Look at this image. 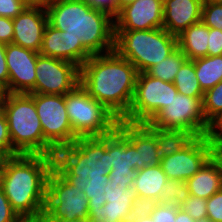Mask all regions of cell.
Listing matches in <instances>:
<instances>
[{"mask_svg":"<svg viewBox=\"0 0 222 222\" xmlns=\"http://www.w3.org/2000/svg\"><path fill=\"white\" fill-rule=\"evenodd\" d=\"M53 168L85 193L89 210H99L107 202L104 187L109 181V134L77 138L72 144L57 149Z\"/></svg>","mask_w":222,"mask_h":222,"instance_id":"obj_1","label":"cell"},{"mask_svg":"<svg viewBox=\"0 0 222 222\" xmlns=\"http://www.w3.org/2000/svg\"><path fill=\"white\" fill-rule=\"evenodd\" d=\"M138 71L115 51L92 55L80 67L79 84L119 120L131 106Z\"/></svg>","mask_w":222,"mask_h":222,"instance_id":"obj_2","label":"cell"},{"mask_svg":"<svg viewBox=\"0 0 222 222\" xmlns=\"http://www.w3.org/2000/svg\"><path fill=\"white\" fill-rule=\"evenodd\" d=\"M54 157L18 154L4 160L2 189L21 219L41 222Z\"/></svg>","mask_w":222,"mask_h":222,"instance_id":"obj_3","label":"cell"},{"mask_svg":"<svg viewBox=\"0 0 222 222\" xmlns=\"http://www.w3.org/2000/svg\"><path fill=\"white\" fill-rule=\"evenodd\" d=\"M46 11L51 26L80 40L91 55L114 51V17L110 14L92 8L85 0H51Z\"/></svg>","mask_w":222,"mask_h":222,"instance_id":"obj_4","label":"cell"},{"mask_svg":"<svg viewBox=\"0 0 222 222\" xmlns=\"http://www.w3.org/2000/svg\"><path fill=\"white\" fill-rule=\"evenodd\" d=\"M13 156L48 155L56 150L44 139L33 97L26 93H6L3 101Z\"/></svg>","mask_w":222,"mask_h":222,"instance_id":"obj_5","label":"cell"},{"mask_svg":"<svg viewBox=\"0 0 222 222\" xmlns=\"http://www.w3.org/2000/svg\"><path fill=\"white\" fill-rule=\"evenodd\" d=\"M177 48V36L164 28L115 31L114 51L129 60L138 73L147 72Z\"/></svg>","mask_w":222,"mask_h":222,"instance_id":"obj_6","label":"cell"},{"mask_svg":"<svg viewBox=\"0 0 222 222\" xmlns=\"http://www.w3.org/2000/svg\"><path fill=\"white\" fill-rule=\"evenodd\" d=\"M65 104L73 134L77 138L102 137L118 126L119 119L89 96L80 84L65 94Z\"/></svg>","mask_w":222,"mask_h":222,"instance_id":"obj_7","label":"cell"},{"mask_svg":"<svg viewBox=\"0 0 222 222\" xmlns=\"http://www.w3.org/2000/svg\"><path fill=\"white\" fill-rule=\"evenodd\" d=\"M202 100L177 93L147 124L156 129L186 131L194 137L209 135L212 126L204 116Z\"/></svg>","mask_w":222,"mask_h":222,"instance_id":"obj_8","label":"cell"},{"mask_svg":"<svg viewBox=\"0 0 222 222\" xmlns=\"http://www.w3.org/2000/svg\"><path fill=\"white\" fill-rule=\"evenodd\" d=\"M177 93L174 83L154 78L147 72L138 73L131 106L121 120L147 124Z\"/></svg>","mask_w":222,"mask_h":222,"instance_id":"obj_9","label":"cell"},{"mask_svg":"<svg viewBox=\"0 0 222 222\" xmlns=\"http://www.w3.org/2000/svg\"><path fill=\"white\" fill-rule=\"evenodd\" d=\"M29 94L35 103L44 139L55 150L72 144L77 137L68 118L65 95Z\"/></svg>","mask_w":222,"mask_h":222,"instance_id":"obj_10","label":"cell"},{"mask_svg":"<svg viewBox=\"0 0 222 222\" xmlns=\"http://www.w3.org/2000/svg\"><path fill=\"white\" fill-rule=\"evenodd\" d=\"M89 214L84 192L69 184L54 168L47 178L46 206L42 218L75 220Z\"/></svg>","mask_w":222,"mask_h":222,"instance_id":"obj_11","label":"cell"},{"mask_svg":"<svg viewBox=\"0 0 222 222\" xmlns=\"http://www.w3.org/2000/svg\"><path fill=\"white\" fill-rule=\"evenodd\" d=\"M218 151L209 135L195 137L180 152L161 158L169 180L187 181Z\"/></svg>","mask_w":222,"mask_h":222,"instance_id":"obj_12","label":"cell"},{"mask_svg":"<svg viewBox=\"0 0 222 222\" xmlns=\"http://www.w3.org/2000/svg\"><path fill=\"white\" fill-rule=\"evenodd\" d=\"M35 93L65 95L80 82V68L71 62L38 55Z\"/></svg>","mask_w":222,"mask_h":222,"instance_id":"obj_13","label":"cell"},{"mask_svg":"<svg viewBox=\"0 0 222 222\" xmlns=\"http://www.w3.org/2000/svg\"><path fill=\"white\" fill-rule=\"evenodd\" d=\"M8 93H35L38 52L13 43L5 44Z\"/></svg>","mask_w":222,"mask_h":222,"instance_id":"obj_14","label":"cell"},{"mask_svg":"<svg viewBox=\"0 0 222 222\" xmlns=\"http://www.w3.org/2000/svg\"><path fill=\"white\" fill-rule=\"evenodd\" d=\"M163 28V0H136L114 17L115 31Z\"/></svg>","mask_w":222,"mask_h":222,"instance_id":"obj_15","label":"cell"},{"mask_svg":"<svg viewBox=\"0 0 222 222\" xmlns=\"http://www.w3.org/2000/svg\"><path fill=\"white\" fill-rule=\"evenodd\" d=\"M14 36L12 43L40 52L43 35L48 24L46 8L27 6L12 19Z\"/></svg>","mask_w":222,"mask_h":222,"instance_id":"obj_16","label":"cell"},{"mask_svg":"<svg viewBox=\"0 0 222 222\" xmlns=\"http://www.w3.org/2000/svg\"><path fill=\"white\" fill-rule=\"evenodd\" d=\"M117 128L136 148V171L147 166L160 165L161 156L155 138V128L148 124L127 123L119 120Z\"/></svg>","mask_w":222,"mask_h":222,"instance_id":"obj_17","label":"cell"},{"mask_svg":"<svg viewBox=\"0 0 222 222\" xmlns=\"http://www.w3.org/2000/svg\"><path fill=\"white\" fill-rule=\"evenodd\" d=\"M39 54L71 62L79 68L92 56L80 40L65 36L64 31L54 28L49 23L44 30Z\"/></svg>","mask_w":222,"mask_h":222,"instance_id":"obj_18","label":"cell"},{"mask_svg":"<svg viewBox=\"0 0 222 222\" xmlns=\"http://www.w3.org/2000/svg\"><path fill=\"white\" fill-rule=\"evenodd\" d=\"M138 196L132 187L111 188V181L104 187V198L106 203L99 210H89L88 217L93 222H129V214L133 200Z\"/></svg>","mask_w":222,"mask_h":222,"instance_id":"obj_19","label":"cell"},{"mask_svg":"<svg viewBox=\"0 0 222 222\" xmlns=\"http://www.w3.org/2000/svg\"><path fill=\"white\" fill-rule=\"evenodd\" d=\"M204 0H163V28L178 36L201 21Z\"/></svg>","mask_w":222,"mask_h":222,"instance_id":"obj_20","label":"cell"},{"mask_svg":"<svg viewBox=\"0 0 222 222\" xmlns=\"http://www.w3.org/2000/svg\"><path fill=\"white\" fill-rule=\"evenodd\" d=\"M190 196L209 199L222 189V150H218L186 181Z\"/></svg>","mask_w":222,"mask_h":222,"instance_id":"obj_21","label":"cell"},{"mask_svg":"<svg viewBox=\"0 0 222 222\" xmlns=\"http://www.w3.org/2000/svg\"><path fill=\"white\" fill-rule=\"evenodd\" d=\"M136 148L116 128L109 134V171H136Z\"/></svg>","mask_w":222,"mask_h":222,"instance_id":"obj_22","label":"cell"},{"mask_svg":"<svg viewBox=\"0 0 222 222\" xmlns=\"http://www.w3.org/2000/svg\"><path fill=\"white\" fill-rule=\"evenodd\" d=\"M209 27L202 21L192 24L177 36V46L187 57L195 60L207 56Z\"/></svg>","mask_w":222,"mask_h":222,"instance_id":"obj_23","label":"cell"},{"mask_svg":"<svg viewBox=\"0 0 222 222\" xmlns=\"http://www.w3.org/2000/svg\"><path fill=\"white\" fill-rule=\"evenodd\" d=\"M168 180L161 165L147 166L136 171L132 188L138 197L151 198L159 202L164 185Z\"/></svg>","mask_w":222,"mask_h":222,"instance_id":"obj_24","label":"cell"},{"mask_svg":"<svg viewBox=\"0 0 222 222\" xmlns=\"http://www.w3.org/2000/svg\"><path fill=\"white\" fill-rule=\"evenodd\" d=\"M192 61L200 87L204 92L222 81V55L206 56Z\"/></svg>","mask_w":222,"mask_h":222,"instance_id":"obj_25","label":"cell"},{"mask_svg":"<svg viewBox=\"0 0 222 222\" xmlns=\"http://www.w3.org/2000/svg\"><path fill=\"white\" fill-rule=\"evenodd\" d=\"M155 138L161 158L180 152L195 137L182 130H165L155 128Z\"/></svg>","mask_w":222,"mask_h":222,"instance_id":"obj_26","label":"cell"},{"mask_svg":"<svg viewBox=\"0 0 222 222\" xmlns=\"http://www.w3.org/2000/svg\"><path fill=\"white\" fill-rule=\"evenodd\" d=\"M173 83L180 94L190 97L204 96V91L200 87L192 60H186L181 65Z\"/></svg>","mask_w":222,"mask_h":222,"instance_id":"obj_27","label":"cell"},{"mask_svg":"<svg viewBox=\"0 0 222 222\" xmlns=\"http://www.w3.org/2000/svg\"><path fill=\"white\" fill-rule=\"evenodd\" d=\"M187 57L177 48L167 58L152 66L147 73L157 79L173 83L175 76Z\"/></svg>","mask_w":222,"mask_h":222,"instance_id":"obj_28","label":"cell"},{"mask_svg":"<svg viewBox=\"0 0 222 222\" xmlns=\"http://www.w3.org/2000/svg\"><path fill=\"white\" fill-rule=\"evenodd\" d=\"M203 113L212 126L222 116V81L204 92Z\"/></svg>","mask_w":222,"mask_h":222,"instance_id":"obj_29","label":"cell"},{"mask_svg":"<svg viewBox=\"0 0 222 222\" xmlns=\"http://www.w3.org/2000/svg\"><path fill=\"white\" fill-rule=\"evenodd\" d=\"M186 181L168 180L164 185L159 203L182 205L189 198Z\"/></svg>","mask_w":222,"mask_h":222,"instance_id":"obj_30","label":"cell"},{"mask_svg":"<svg viewBox=\"0 0 222 222\" xmlns=\"http://www.w3.org/2000/svg\"><path fill=\"white\" fill-rule=\"evenodd\" d=\"M201 21L209 28L222 30V2L204 0Z\"/></svg>","mask_w":222,"mask_h":222,"instance_id":"obj_31","label":"cell"},{"mask_svg":"<svg viewBox=\"0 0 222 222\" xmlns=\"http://www.w3.org/2000/svg\"><path fill=\"white\" fill-rule=\"evenodd\" d=\"M207 199L189 196V198L179 206V208L188 213L195 221L207 219Z\"/></svg>","mask_w":222,"mask_h":222,"instance_id":"obj_32","label":"cell"},{"mask_svg":"<svg viewBox=\"0 0 222 222\" xmlns=\"http://www.w3.org/2000/svg\"><path fill=\"white\" fill-rule=\"evenodd\" d=\"M157 203L158 202L155 199L137 197L133 200L129 214V221L150 216Z\"/></svg>","mask_w":222,"mask_h":222,"instance_id":"obj_33","label":"cell"},{"mask_svg":"<svg viewBox=\"0 0 222 222\" xmlns=\"http://www.w3.org/2000/svg\"><path fill=\"white\" fill-rule=\"evenodd\" d=\"M0 154L4 158L13 156V147L10 139L8 122L3 110L0 112Z\"/></svg>","mask_w":222,"mask_h":222,"instance_id":"obj_34","label":"cell"},{"mask_svg":"<svg viewBox=\"0 0 222 222\" xmlns=\"http://www.w3.org/2000/svg\"><path fill=\"white\" fill-rule=\"evenodd\" d=\"M179 209L178 206L158 202L150 216L154 222H175Z\"/></svg>","mask_w":222,"mask_h":222,"instance_id":"obj_35","label":"cell"},{"mask_svg":"<svg viewBox=\"0 0 222 222\" xmlns=\"http://www.w3.org/2000/svg\"><path fill=\"white\" fill-rule=\"evenodd\" d=\"M136 171H109V180L111 181V188L117 187L129 188L133 186Z\"/></svg>","mask_w":222,"mask_h":222,"instance_id":"obj_36","label":"cell"},{"mask_svg":"<svg viewBox=\"0 0 222 222\" xmlns=\"http://www.w3.org/2000/svg\"><path fill=\"white\" fill-rule=\"evenodd\" d=\"M207 219L222 222V189L207 199Z\"/></svg>","mask_w":222,"mask_h":222,"instance_id":"obj_37","label":"cell"},{"mask_svg":"<svg viewBox=\"0 0 222 222\" xmlns=\"http://www.w3.org/2000/svg\"><path fill=\"white\" fill-rule=\"evenodd\" d=\"M26 7L21 0H0V16L13 19Z\"/></svg>","mask_w":222,"mask_h":222,"instance_id":"obj_38","label":"cell"},{"mask_svg":"<svg viewBox=\"0 0 222 222\" xmlns=\"http://www.w3.org/2000/svg\"><path fill=\"white\" fill-rule=\"evenodd\" d=\"M222 55V30L209 28L207 56Z\"/></svg>","mask_w":222,"mask_h":222,"instance_id":"obj_39","label":"cell"},{"mask_svg":"<svg viewBox=\"0 0 222 222\" xmlns=\"http://www.w3.org/2000/svg\"><path fill=\"white\" fill-rule=\"evenodd\" d=\"M21 218L12 209L3 189H0V222H18Z\"/></svg>","mask_w":222,"mask_h":222,"instance_id":"obj_40","label":"cell"},{"mask_svg":"<svg viewBox=\"0 0 222 222\" xmlns=\"http://www.w3.org/2000/svg\"><path fill=\"white\" fill-rule=\"evenodd\" d=\"M13 36L14 30L12 19L0 16V43H12Z\"/></svg>","mask_w":222,"mask_h":222,"instance_id":"obj_41","label":"cell"},{"mask_svg":"<svg viewBox=\"0 0 222 222\" xmlns=\"http://www.w3.org/2000/svg\"><path fill=\"white\" fill-rule=\"evenodd\" d=\"M92 8L104 11L112 17L117 15V0H85Z\"/></svg>","mask_w":222,"mask_h":222,"instance_id":"obj_42","label":"cell"},{"mask_svg":"<svg viewBox=\"0 0 222 222\" xmlns=\"http://www.w3.org/2000/svg\"><path fill=\"white\" fill-rule=\"evenodd\" d=\"M8 66L6 64L5 44L0 43V89L8 93Z\"/></svg>","mask_w":222,"mask_h":222,"instance_id":"obj_43","label":"cell"},{"mask_svg":"<svg viewBox=\"0 0 222 222\" xmlns=\"http://www.w3.org/2000/svg\"><path fill=\"white\" fill-rule=\"evenodd\" d=\"M209 136L217 149L222 150V116L212 125Z\"/></svg>","mask_w":222,"mask_h":222,"instance_id":"obj_44","label":"cell"},{"mask_svg":"<svg viewBox=\"0 0 222 222\" xmlns=\"http://www.w3.org/2000/svg\"><path fill=\"white\" fill-rule=\"evenodd\" d=\"M41 222H93L90 217L77 218L75 220H69L66 218H42Z\"/></svg>","mask_w":222,"mask_h":222,"instance_id":"obj_45","label":"cell"},{"mask_svg":"<svg viewBox=\"0 0 222 222\" xmlns=\"http://www.w3.org/2000/svg\"><path fill=\"white\" fill-rule=\"evenodd\" d=\"M25 5L30 7H43L46 8L51 0H21Z\"/></svg>","mask_w":222,"mask_h":222,"instance_id":"obj_46","label":"cell"},{"mask_svg":"<svg viewBox=\"0 0 222 222\" xmlns=\"http://www.w3.org/2000/svg\"><path fill=\"white\" fill-rule=\"evenodd\" d=\"M175 222H197L188 213L183 212L181 209L177 211Z\"/></svg>","mask_w":222,"mask_h":222,"instance_id":"obj_47","label":"cell"},{"mask_svg":"<svg viewBox=\"0 0 222 222\" xmlns=\"http://www.w3.org/2000/svg\"><path fill=\"white\" fill-rule=\"evenodd\" d=\"M136 0H117V14L122 7H125Z\"/></svg>","mask_w":222,"mask_h":222,"instance_id":"obj_48","label":"cell"},{"mask_svg":"<svg viewBox=\"0 0 222 222\" xmlns=\"http://www.w3.org/2000/svg\"><path fill=\"white\" fill-rule=\"evenodd\" d=\"M129 222H154V220L151 218V216H147L142 219H133Z\"/></svg>","mask_w":222,"mask_h":222,"instance_id":"obj_49","label":"cell"},{"mask_svg":"<svg viewBox=\"0 0 222 222\" xmlns=\"http://www.w3.org/2000/svg\"><path fill=\"white\" fill-rule=\"evenodd\" d=\"M6 92L0 89V112L3 110V101L5 98Z\"/></svg>","mask_w":222,"mask_h":222,"instance_id":"obj_50","label":"cell"},{"mask_svg":"<svg viewBox=\"0 0 222 222\" xmlns=\"http://www.w3.org/2000/svg\"><path fill=\"white\" fill-rule=\"evenodd\" d=\"M3 175H4V162L0 166V189H2Z\"/></svg>","mask_w":222,"mask_h":222,"instance_id":"obj_51","label":"cell"},{"mask_svg":"<svg viewBox=\"0 0 222 222\" xmlns=\"http://www.w3.org/2000/svg\"><path fill=\"white\" fill-rule=\"evenodd\" d=\"M18 222H39V221L32 220V219H21V220L18 221Z\"/></svg>","mask_w":222,"mask_h":222,"instance_id":"obj_52","label":"cell"},{"mask_svg":"<svg viewBox=\"0 0 222 222\" xmlns=\"http://www.w3.org/2000/svg\"><path fill=\"white\" fill-rule=\"evenodd\" d=\"M5 158L0 154V166L3 164Z\"/></svg>","mask_w":222,"mask_h":222,"instance_id":"obj_53","label":"cell"},{"mask_svg":"<svg viewBox=\"0 0 222 222\" xmlns=\"http://www.w3.org/2000/svg\"><path fill=\"white\" fill-rule=\"evenodd\" d=\"M197 222H212V221L209 220V219H204V220H199V221H197Z\"/></svg>","mask_w":222,"mask_h":222,"instance_id":"obj_54","label":"cell"}]
</instances>
